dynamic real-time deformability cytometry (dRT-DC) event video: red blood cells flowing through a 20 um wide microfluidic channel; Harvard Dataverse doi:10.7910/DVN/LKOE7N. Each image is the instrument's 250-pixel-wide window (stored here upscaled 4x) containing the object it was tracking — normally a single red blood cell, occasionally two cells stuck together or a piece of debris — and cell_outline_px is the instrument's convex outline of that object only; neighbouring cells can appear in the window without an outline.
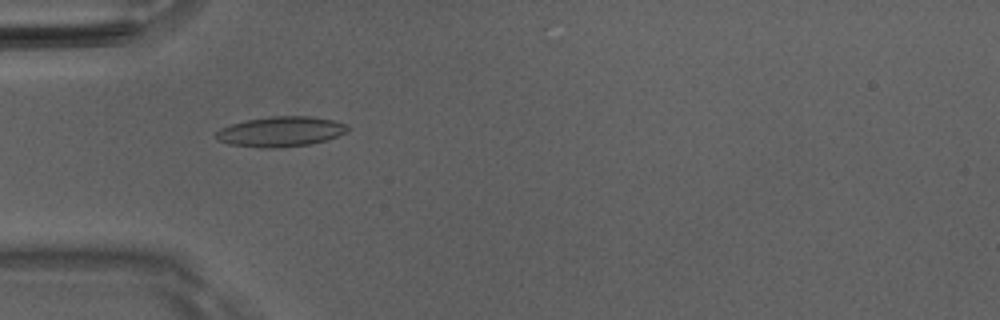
{"species": "Egyptian fruit bat (a non-hibernating species)", "species_latin": "Rousettus aegyptiacus", "temperature_condition": "room temperature", "stored_images_in_passage": 36, "camera_frame_rate_fps": 3000, "um_per_image_px": 0.085, "animal": {"sex": "male"}, "frame": {"image": 1, "passage_image": 2, "time_ms": 0.333, "image_size_px": [1000, 320], "cell_outline_px": [[348, 128], [344, 132], [328, 140], [308, 144], [276, 148], [264, 148], [228, 144], [216, 140], [216, 132], [220, 128], [232, 124], [248, 120], [272, 116], [308, 116], [332, 120], [344, 124]], "centroid_in_image_um": [23.8, 11.19], "position_along_channel_um": 61.2, "area_um2": 22.77}}
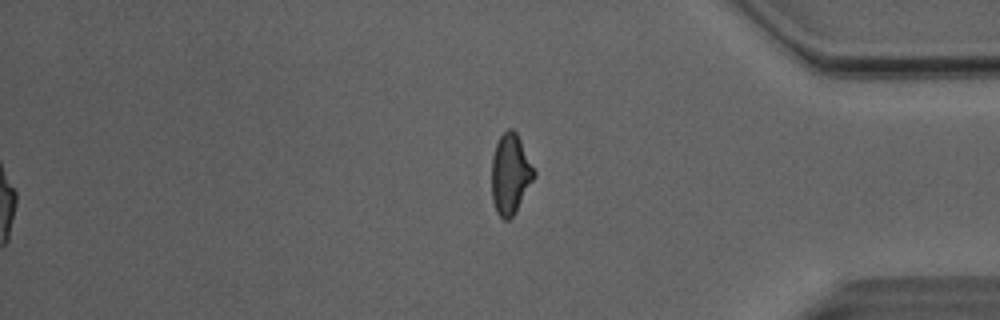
{"frame": {"image": 2, "passage_image": 28, "time_ms": 9.0, "image_size_px": [1000, 320], "cell_outline_px": [[536, 176], [516, 212], [508, 220], [504, 220], [496, 212], [492, 200], [492, 156], [496, 144], [500, 136], [508, 128], [512, 128], [516, 132], [536, 172]], "centroid_in_image_um": [43.38, 14.81], "position_along_channel_um": 391.8, "area_um2": 19.88}}
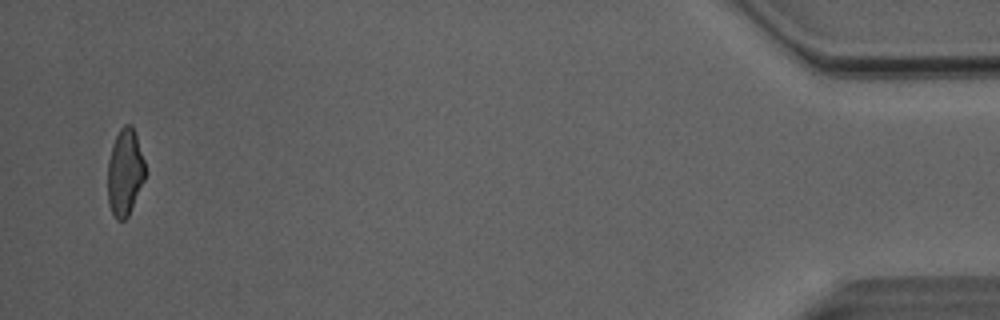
{"frame": {"image": 3, "passage_image": 35, "time_ms": 11.333, "image_size_px": [1000, 320], "cell_outline_px": [[144, 180], [128, 216], [124, 220], [116, 220], [108, 204], [108, 160], [112, 144], [120, 128], [124, 124], [132, 124], [144, 160]], "centroid_in_image_um": [10.6, 14.64], "position_along_channel_um": 424.6, "area_um2": 18.79}, "authors_computed_cell_mechanics": {"area_um2": 19.9988, "velocity_mm_per_s": 4.111, "shape_relaxation_time_tau1_ms": 4.8181, "shape_relaxation_time_tau2_ms": 1.6676, "deformation_change_tau1": 0.1608, "deformation_change_tau2": 0.0735}}